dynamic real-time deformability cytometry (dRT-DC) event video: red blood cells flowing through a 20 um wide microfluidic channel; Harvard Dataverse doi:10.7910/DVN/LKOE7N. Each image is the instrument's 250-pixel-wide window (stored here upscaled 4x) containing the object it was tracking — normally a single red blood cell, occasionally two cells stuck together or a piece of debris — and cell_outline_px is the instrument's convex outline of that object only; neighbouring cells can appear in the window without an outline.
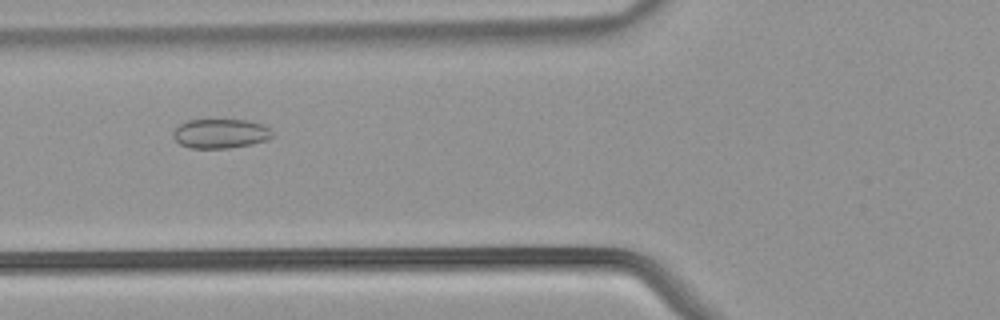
{"species": "common noctule bat (a hibernating species)", "species_latin": "Nyctalus noctula", "temperature_condition": "warm", "stored_images_in_passage": 41, "camera_frame_rate_fps": 3000, "um_per_image_px": 0.085, "animal": {"sex": "male", "body_mass_g": 21.5, "forearm_length_mm": 52.0}, "frame": {"image": 1, "passage_image": 10, "time_ms": 3.0, "image_size_px": [1000, 320], "cell_outline_px": [[276, 136], [268, 140], [252, 144], [228, 148], [192, 148], [180, 144], [172, 136], [172, 132], [180, 124], [188, 120], [248, 120], [260, 124], [268, 128]], "centroid_in_image_um": [18.76, 11.36], "position_along_channel_um": 107.0, "area_um2": 16.99}}
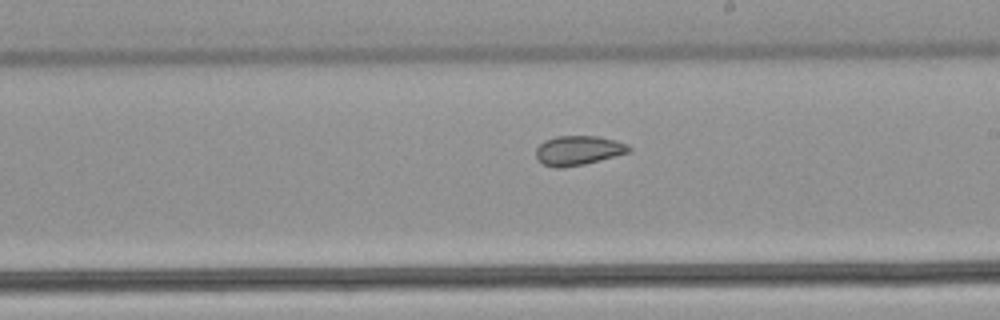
{"frame": {"image": 2, "passage_image": 20, "time_ms": 6.333, "image_size_px": [1000, 320], "cell_outline_px": [[632, 152], [584, 164], [560, 168], [556, 168], [544, 164], [536, 156], [536, 148], [544, 140], [556, 136], [596, 136], [616, 140], [632, 148]], "centroid_in_image_um": [49.16, 12.78], "position_along_channel_um": 239.8, "area_um2": 15.9}}
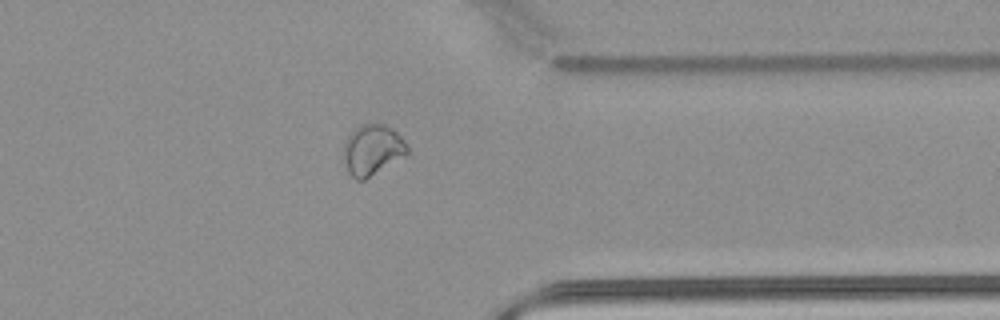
{"frame": {"image": 3, "passage_image": 31, "time_ms": 10.0, "image_size_px": [1000, 320], "cell_outline_px": [[408, 152], [364, 180], [356, 180], [348, 172], [344, 156], [344, 144], [348, 136], [356, 128], [364, 124], [384, 124], [392, 128], [404, 140], [408, 148]], "centroid_in_image_um": [31.64, 12.72], "position_along_channel_um": 379.8, "area_um2": 18.15}, "authors_computed_cell_mechanics": {"area_um2": 17.34, "velocity_mm_per_s": 3.9894, "shape_relaxation_time_tau1_ms": null, "shape_relaxation_time_tau2_ms": 1.5347, "deformation_change_tau1": null, "deformation_change_tau2": 0.0664}}